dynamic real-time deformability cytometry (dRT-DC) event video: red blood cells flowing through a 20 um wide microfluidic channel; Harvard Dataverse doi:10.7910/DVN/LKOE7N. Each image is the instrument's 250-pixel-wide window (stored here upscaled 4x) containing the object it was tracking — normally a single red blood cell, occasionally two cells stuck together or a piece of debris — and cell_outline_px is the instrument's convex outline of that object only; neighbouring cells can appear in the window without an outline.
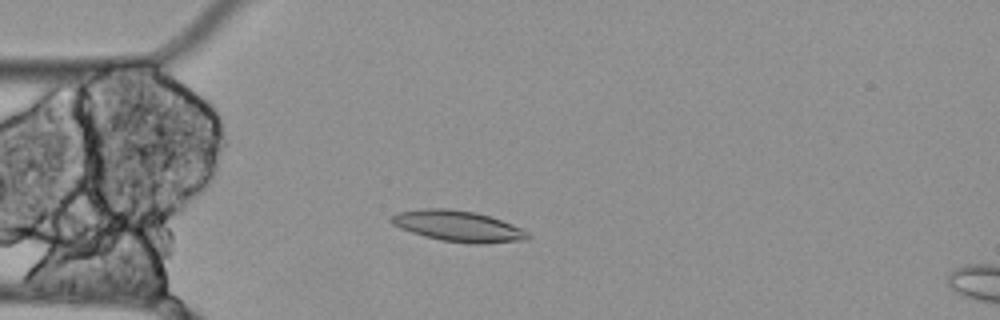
{"species": "Egyptian fruit bat (a non-hibernating species)", "species_latin": "Rousettus aegyptiacus", "temperature_condition": "cold", "stored_images_in_passage": 57, "camera_frame_rate_fps": 3000, "um_per_image_px": 0.085, "animal": {"sex": "female"}, "frame": {"image": 1, "passage_image": 15, "time_ms": 4.667, "image_size_px": [1000, 320], "cell_outline_px": [[532, 236], [528, 240], [484, 244], [476, 244], [440, 240], [424, 236], [400, 228], [392, 224], [392, 216], [396, 212], [420, 208], [448, 208], [476, 212], [512, 224], [528, 232]], "centroid_in_image_um": [38.96, 19.22], "position_along_channel_um": 46.0, "area_um2": 24.68}}
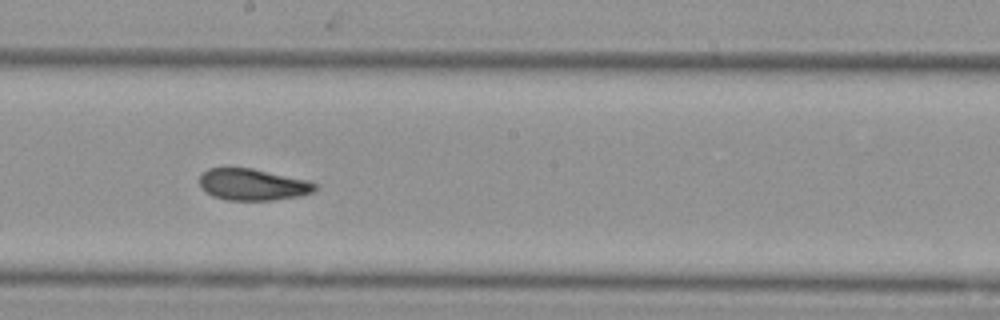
{"frame": {"image": 2, "passage_image": 31, "time_ms": 10.0, "image_size_px": [1000, 320], "cell_outline_px": [[316, 188], [312, 192], [300, 196], [272, 200], [228, 200], [212, 196], [200, 188], [200, 176], [208, 168], [228, 164], [252, 168], [308, 180], [316, 184]], "centroid_in_image_um": [21.41, 15.64], "position_along_channel_um": 226.8, "area_um2": 21.85}}
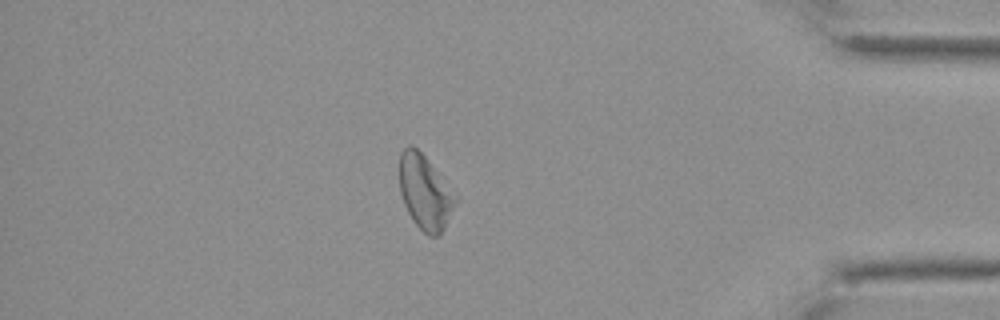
{"frame": {"image": 3, "passage_image": 49, "time_ms": 16.0, "image_size_px": [1000, 320], "cell_outline_px": [[456, 204], [440, 236], [428, 236], [412, 220], [404, 204], [400, 192], [400, 152], [408, 144], [412, 144], [424, 156], [456, 196]], "centroid_in_image_um": [36.1, 16.36], "position_along_channel_um": 399.1, "area_um2": 23.81}, "authors_computed_cell_mechanics": {"area_um2": 23.2934, "velocity_mm_per_s": 3.4594, "shape_relaxation_time_tau1_ms": null, "shape_relaxation_time_tau2_ms": 9.3553, "deformation_change_tau1": null, "deformation_change_tau2": 0.1098}}